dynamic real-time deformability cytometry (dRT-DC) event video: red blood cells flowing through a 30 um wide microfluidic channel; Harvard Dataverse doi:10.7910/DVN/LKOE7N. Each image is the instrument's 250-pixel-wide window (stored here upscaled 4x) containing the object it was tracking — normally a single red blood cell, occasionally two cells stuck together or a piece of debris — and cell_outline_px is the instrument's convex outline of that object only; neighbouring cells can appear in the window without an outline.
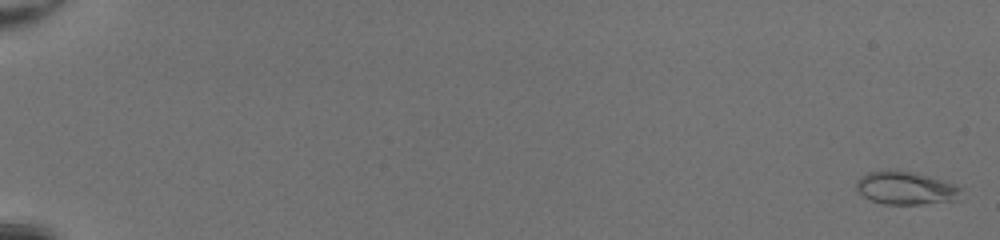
{"species": "common noctule bat (a hibernating species)", "species_latin": "Nyctalus noctula", "temperature_condition": "room temperature", "stored_images_in_passage": 51, "camera_frame_rate_fps": 3000, "um_per_image_px": 0.085, "animal": {"sex": "female", "body_mass_g": 20.0, "forearm_length_mm": 54.0}, "frame": {"image": 1, "passage_image": 1, "time_ms": 0.0, "image_size_px": [1000, 240], "cell_outline_px": [[964, 188], [960, 200], [920, 204], [884, 204], [872, 200], [864, 196], [856, 188], [856, 180], [860, 176], [868, 172], [888, 168], [896, 168], [928, 176]], "centroid_in_image_um": [76.99, 15.96], "position_along_channel_um": 8.0, "area_um2": 20.52}}
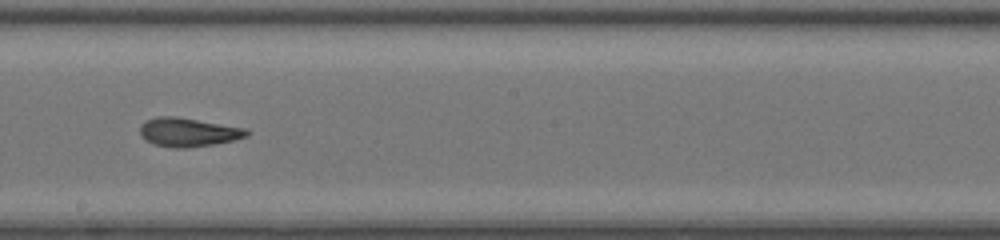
{"frame": {"image": 2, "passage_image": 32, "time_ms": 10.333, "image_size_px": [1000, 240], "cell_outline_px": [[252, 132], [248, 136], [232, 140], [212, 144], [184, 148], [172, 148], [152, 144], [144, 140], [140, 136], [140, 124], [156, 116], [176, 116], [248, 128]], "centroid_in_image_um": [15.99, 11.23], "position_along_channel_um": 232.2, "area_um2": 18.15}}
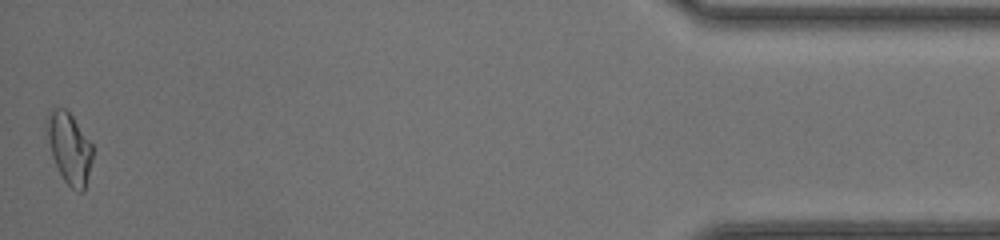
{"frame": {"image": 3, "passage_image": 51, "time_ms": 16.667, "image_size_px": [1000, 240], "cell_outline_px": [[92, 160], [84, 192], [76, 192], [64, 180], [52, 156], [44, 128], [48, 116], [52, 108], [64, 108], [72, 116], [92, 144]], "centroid_in_image_um": [5.88, 12.59], "position_along_channel_um": 429.3, "area_um2": 18.79}, "authors_computed_cell_mechanics": {"area_um2": 18.0914, "velocity_mm_per_s": 4.3003, "shape_relaxation_time_tau1_ms": null, "shape_relaxation_time_tau2_ms": 1.8447, "deformation_change_tau1": null, "deformation_change_tau2": 0.0744}}